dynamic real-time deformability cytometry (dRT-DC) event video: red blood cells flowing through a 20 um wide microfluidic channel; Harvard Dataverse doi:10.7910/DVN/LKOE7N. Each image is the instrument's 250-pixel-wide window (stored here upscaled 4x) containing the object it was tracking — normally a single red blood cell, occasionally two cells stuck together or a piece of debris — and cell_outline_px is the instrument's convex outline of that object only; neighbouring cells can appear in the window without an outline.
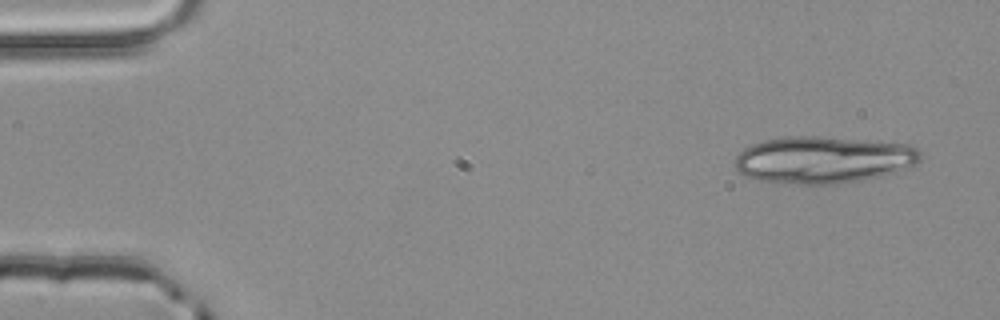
{"species": "common noctule bat (a hibernating species)", "species_latin": "Nyctalus noctula", "temperature_condition": "room temperature", "stored_images_in_passage": 3, "camera_frame_rate_fps": 3000, "um_per_image_px": 0.085, "animal": {"sex": "male", "body_mass_g": 20.4}, "frame": {"image": 1, "passage_image": 1, "time_ms": 0.0, "image_size_px": [1000, 320], "cell_outline_px": [[924, 156], [916, 164], [908, 168], [880, 176], [864, 180], [840, 184], [800, 184], [752, 180], [744, 176], [736, 168], [736, 156], [744, 148], [752, 144], [764, 140], [780, 136], [816, 136], [864, 140], [908, 144], [916, 148]], "centroid_in_image_um": [69.98, 13.58], "position_along_channel_um": 15.0, "area_um2": 51.21}}